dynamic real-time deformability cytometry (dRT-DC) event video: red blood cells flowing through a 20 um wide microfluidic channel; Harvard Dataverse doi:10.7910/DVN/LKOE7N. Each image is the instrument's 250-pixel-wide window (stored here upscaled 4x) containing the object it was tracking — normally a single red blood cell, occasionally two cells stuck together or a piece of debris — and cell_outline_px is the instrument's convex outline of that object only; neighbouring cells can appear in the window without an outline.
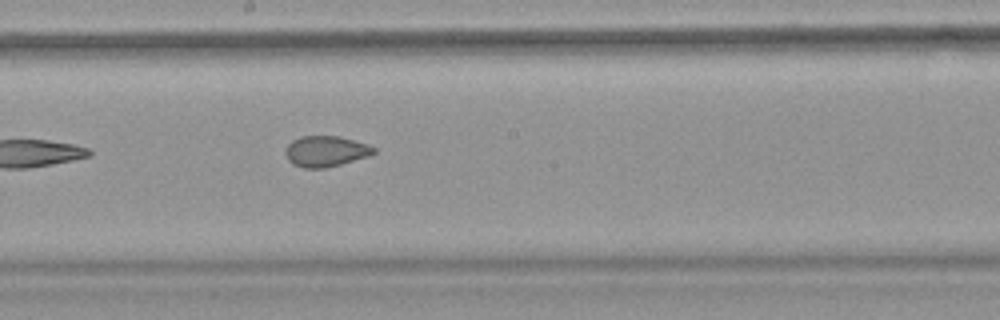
{"species": "common noctule bat (a hibernating species)", "species_latin": "Nyctalus noctula", "temperature_condition": "warm", "stored_images_in_passage": 8, "camera_frame_rate_fps": 3000, "um_per_image_px": 0.085, "animal": {"sex": "female", "body_mass_g": 18.4}, "frame": {"image": 1, "passage_image": 8, "time_ms": 9.333, "image_size_px": [1000, 320], "cell_outline_px": [[376, 152], [368, 156], [340, 164], [324, 168], [304, 168], [292, 164], [288, 160], [284, 152], [288, 144], [292, 140], [300, 136], [340, 136], [368, 144], [376, 148]], "centroid_in_image_um": [27.67, 12.85], "position_along_channel_um": 220.5, "area_um2": 15.9}}